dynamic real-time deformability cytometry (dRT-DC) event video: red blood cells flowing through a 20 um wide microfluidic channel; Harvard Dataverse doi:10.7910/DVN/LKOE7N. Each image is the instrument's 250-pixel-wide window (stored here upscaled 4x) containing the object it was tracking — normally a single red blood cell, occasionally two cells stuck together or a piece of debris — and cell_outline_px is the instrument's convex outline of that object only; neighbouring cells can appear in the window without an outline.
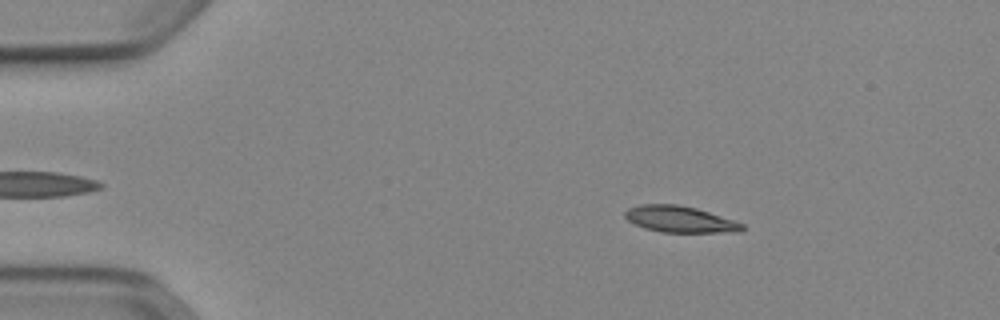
{"species": "Egyptian fruit bat (a non-hibernating species)", "species_latin": "Rousettus aegyptiacus", "temperature_condition": "cold", "stored_images_in_passage": 52, "camera_frame_rate_fps": 3000, "um_per_image_px": 0.085, "animal": {"sex": "female"}, "frame": {"image": 1, "passage_image": 9, "time_ms": 2.667, "image_size_px": [1000, 320], "cell_outline_px": [[744, 228], [740, 232], [660, 232], [644, 228], [628, 220], [624, 216], [624, 212], [628, 208], [640, 204], [676, 204], [696, 208], [744, 224]], "centroid_in_image_um": [57.76, 18.63], "position_along_channel_um": 27.2, "area_um2": 17.86}}
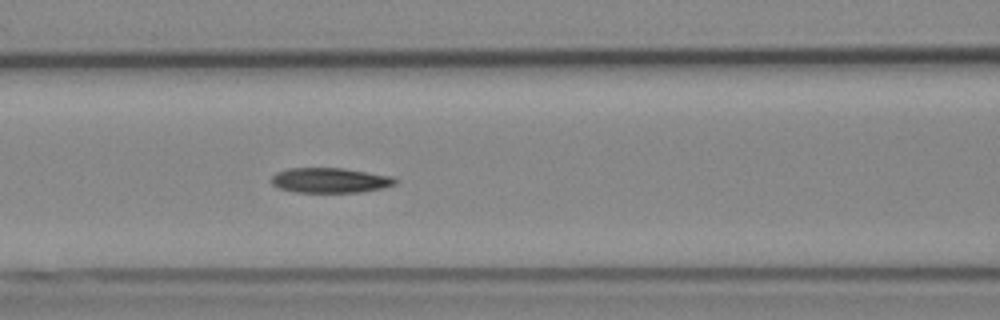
{"frame": {"image": 2, "passage_image": 23, "time_ms": 7.333, "image_size_px": [1000, 320], "cell_outline_px": [[396, 184], [380, 188], [360, 192], [296, 192], [280, 188], [272, 184], [272, 176], [276, 172], [288, 168], [344, 168], [392, 176], [396, 180]], "centroid_in_image_um": [28.04, 15.32], "position_along_channel_um": 138.6, "area_um2": 17.92}}
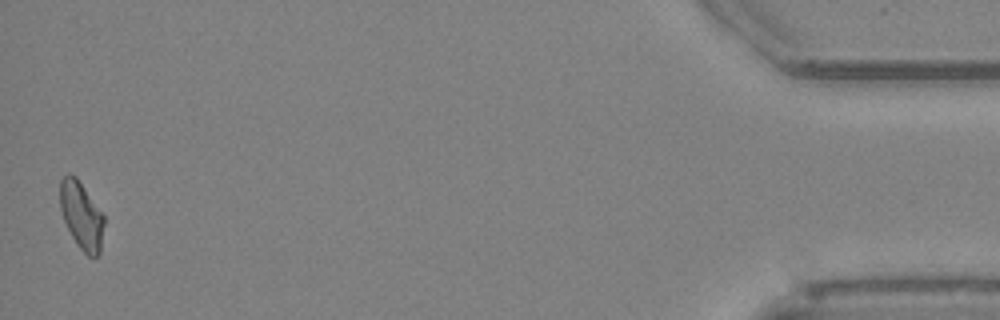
{"frame": {"image": 3, "passage_image": 52, "time_ms": 17.0, "image_size_px": [1000, 320], "cell_outline_px": [[104, 224], [100, 252], [96, 256], [88, 256], [76, 244], [64, 220], [60, 208], [60, 180], [68, 172], [76, 176], [104, 216]], "centroid_in_image_um": [6.91, 18.3], "position_along_channel_um": 428.3, "area_um2": 17.11}}